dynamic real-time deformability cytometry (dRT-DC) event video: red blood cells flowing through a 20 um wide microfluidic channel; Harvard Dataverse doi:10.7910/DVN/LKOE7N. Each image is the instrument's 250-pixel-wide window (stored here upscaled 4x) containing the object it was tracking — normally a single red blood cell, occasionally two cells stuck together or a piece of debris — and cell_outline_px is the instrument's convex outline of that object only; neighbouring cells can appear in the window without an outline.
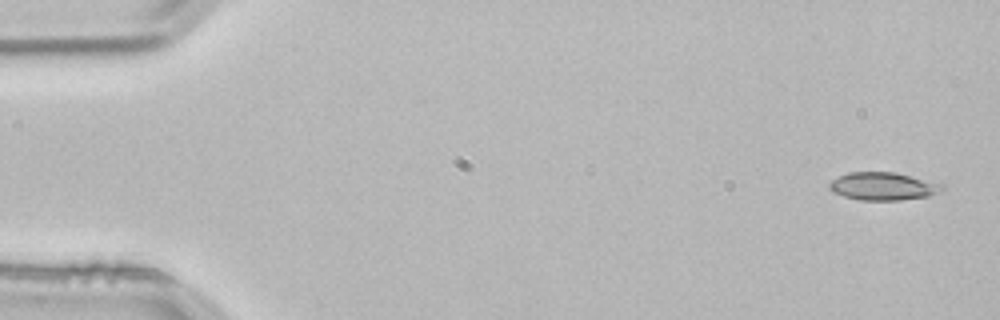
{"species": "common noctule bat (a hibernating species)", "species_latin": "Nyctalus noctula", "temperature_condition": "room temperature", "stored_images_in_passage": 4, "camera_frame_rate_fps": 3000, "um_per_image_px": 0.085, "animal": {"sex": "male", "body_mass_g": 21.5, "forearm_length_mm": 52.0}, "frame": {"image": 1, "passage_image": 1, "time_ms": 0.0, "image_size_px": [1000, 320], "cell_outline_px": [[944, 188], [928, 196], [900, 200], [860, 200], [844, 196], [832, 192], [828, 188], [828, 184], [832, 180], [848, 172], [896, 172], [944, 184]], "centroid_in_image_um": [75.03, 15.83], "position_along_channel_um": 10.0, "area_um2": 18.26}}
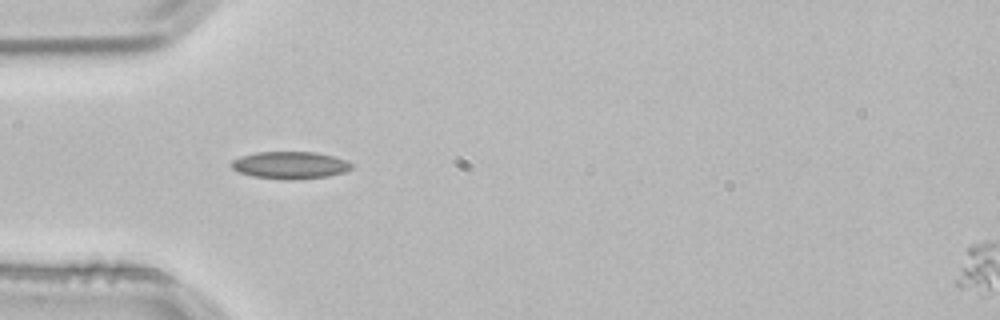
{"frame": {"image": 2, "passage_image": 4, "time_ms": 1.0, "image_size_px": [1000, 320], "cell_outline_px": [[352, 168], [344, 172], [328, 176], [292, 180], [252, 176], [240, 172], [232, 168], [232, 160], [240, 156], [256, 152], [316, 152], [332, 156], [344, 160], [352, 164]], "centroid_in_image_um": [24.65, 14.03], "position_along_channel_um": 60.4, "area_um2": 18.9}}